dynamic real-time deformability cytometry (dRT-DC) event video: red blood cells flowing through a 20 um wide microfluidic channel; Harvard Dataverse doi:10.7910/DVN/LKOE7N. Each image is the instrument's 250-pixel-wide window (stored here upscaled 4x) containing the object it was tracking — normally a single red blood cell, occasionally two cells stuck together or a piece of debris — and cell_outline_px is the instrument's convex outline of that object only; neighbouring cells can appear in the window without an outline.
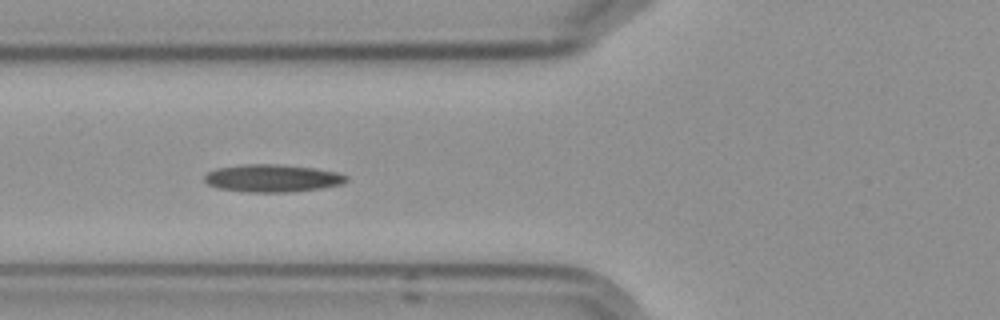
{"species": "Egyptian fruit bat (a non-hibernating species)", "species_latin": "Rousettus aegyptiacus", "temperature_condition": "cold", "stored_images_in_passage": 9, "camera_frame_rate_fps": 3000, "um_per_image_px": 0.085, "frame": {"image": 1, "passage_image": 7, "time_ms": 7.0, "image_size_px": [1000, 320], "cell_outline_px": [[348, 180], [344, 184], [320, 188], [292, 192], [248, 192], [220, 188], [208, 184], [204, 180], [204, 176], [208, 172], [216, 168], [244, 164], [276, 164], [312, 168], [336, 172], [348, 176]], "centroid_in_image_um": [23.16, 15.15], "position_along_channel_um": 102.6, "area_um2": 22.72}}
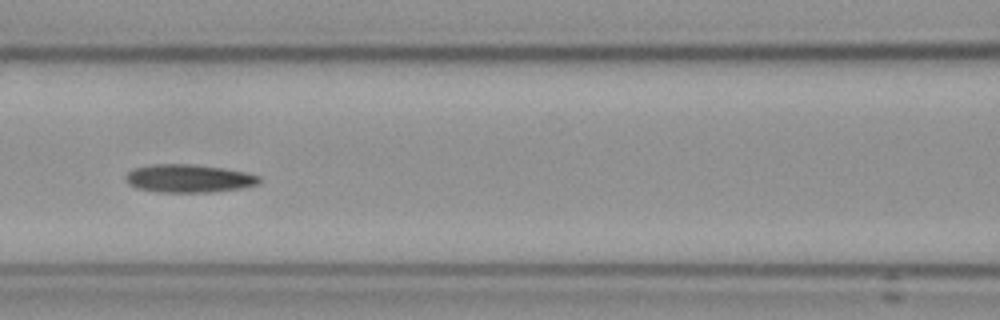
{"frame": {"image": 2, "passage_image": 8, "time_ms": 8.333, "image_size_px": [1000, 320], "cell_outline_px": [[260, 184], [240, 188], [212, 192], [152, 192], [136, 188], [128, 184], [124, 180], [124, 176], [128, 172], [136, 168], [152, 164], [188, 164], [220, 168], [244, 172], [260, 176]], "centroid_in_image_um": [15.99, 15.18], "position_along_channel_um": 150.6, "area_um2": 21.85}}